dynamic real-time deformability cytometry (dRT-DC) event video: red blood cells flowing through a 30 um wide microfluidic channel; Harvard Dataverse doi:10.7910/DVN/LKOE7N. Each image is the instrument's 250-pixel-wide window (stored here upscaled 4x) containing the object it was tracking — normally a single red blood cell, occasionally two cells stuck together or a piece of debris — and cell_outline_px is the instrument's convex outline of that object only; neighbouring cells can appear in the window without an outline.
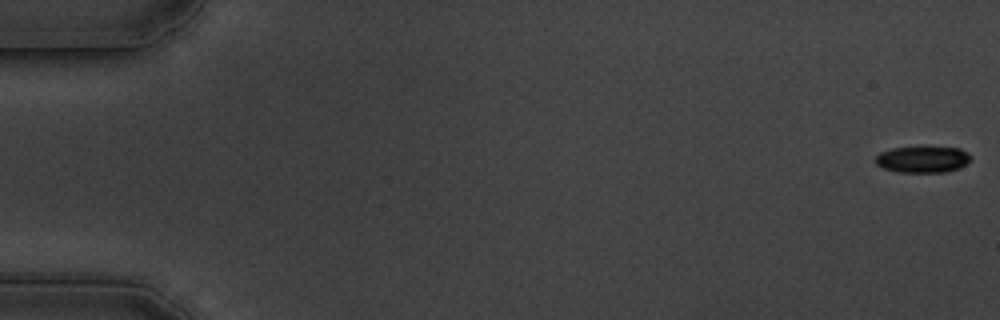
{"species": "common noctule bat (a hibernating species)", "species_latin": "Nyctalus noctula", "temperature_condition": "cold", "stored_images_in_passage": 60, "camera_frame_rate_fps": 3000, "um_per_image_px": 0.085, "animal": {"sex": "male", "body_mass_g": 19.5, "forearm_length_mm": 54.6}, "frame": {"image": 1, "passage_image": 1, "time_ms": 0.0, "image_size_px": [1000, 320], "cell_outline_px": [[972, 160], [956, 168], [944, 172], [896, 172], [884, 168], [876, 164], [876, 156], [880, 152], [892, 148], [920, 144], [924, 144], [960, 148], [968, 152], [972, 156]], "centroid_in_image_um": [78.44, 13.48], "position_along_channel_um": 6.6, "area_um2": 15.43}}
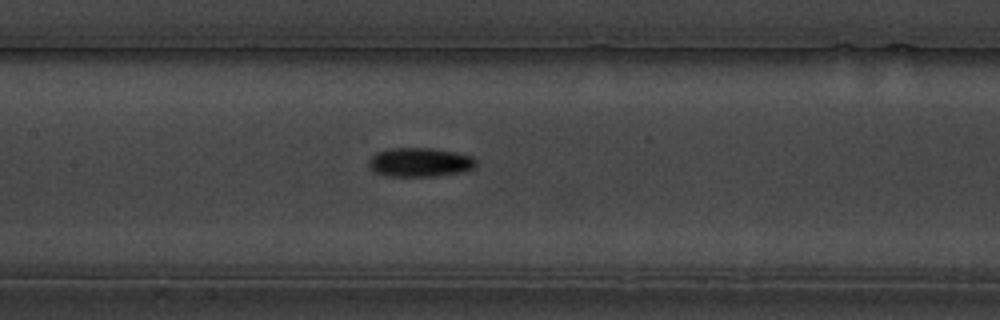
{"frame": {"image": 2, "passage_image": 29, "time_ms": 9.333, "image_size_px": [1000, 320], "cell_outline_px": [[476, 168], [464, 172], [436, 176], [388, 176], [376, 172], [368, 168], [368, 160], [376, 152], [392, 148], [432, 148], [472, 156], [476, 160]], "centroid_in_image_um": [35.69, 13.8], "position_along_channel_um": 171.7, "area_um2": 18.26}}
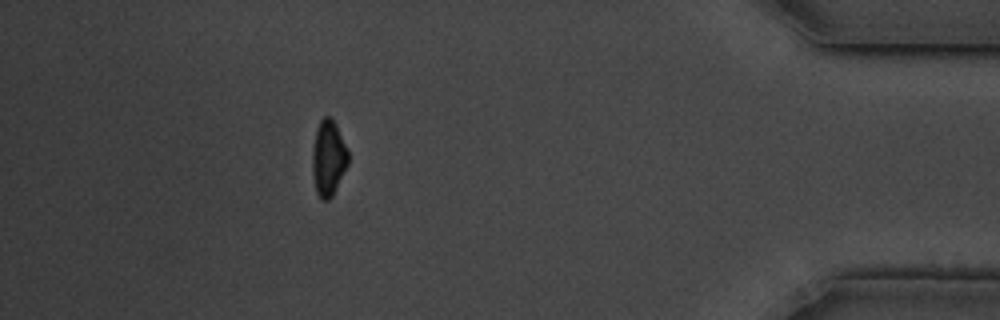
{"frame": {"image": 3, "passage_image": 54, "time_ms": 17.667, "image_size_px": [1000, 320], "cell_outline_px": [[348, 164], [332, 196], [328, 200], [320, 200], [316, 192], [312, 172], [312, 148], [316, 128], [320, 120], [324, 116], [328, 116], [336, 124], [348, 152]], "centroid_in_image_um": [27.89, 13.45], "position_along_channel_um": 407.3, "area_um2": 15.78}, "authors_computed_cell_mechanics": {"area_um2": 16.7042, "velocity_mm_per_s": 3.3955, "shape_relaxation_time_tau1_ms": 5.948, "shape_relaxation_time_tau2_ms": null, "deformation_change_tau1": 0.1529, "deformation_change_tau2": null}}